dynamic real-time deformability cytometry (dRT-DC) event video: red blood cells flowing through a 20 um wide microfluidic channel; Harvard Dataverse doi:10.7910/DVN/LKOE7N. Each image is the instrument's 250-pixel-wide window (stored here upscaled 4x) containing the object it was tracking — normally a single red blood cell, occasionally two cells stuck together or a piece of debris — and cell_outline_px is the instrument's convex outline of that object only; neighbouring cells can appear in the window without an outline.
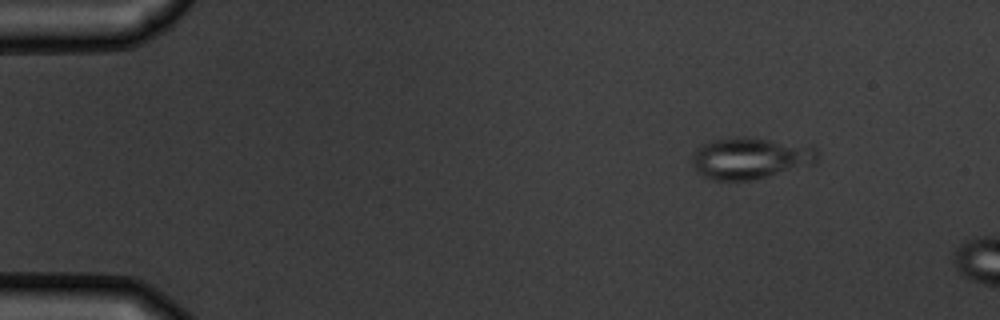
{"species": "common noctule bat (a hibernating species)", "species_latin": "Nyctalus noctula", "temperature_condition": "warm", "stored_images_in_passage": 4, "camera_frame_rate_fps": 3000, "um_per_image_px": 0.085, "animal": {"sex": "male", "body_mass_g": 19.5, "forearm_length_mm": 54.6}, "frame": {"image": 1, "passage_image": 2, "time_ms": 1.0, "image_size_px": [1000, 320], "cell_outline_px": [[820, 152], [816, 160], [812, 164], [756, 180], [712, 180], [696, 172], [692, 164], [692, 156], [696, 148], [712, 140], [736, 136], [748, 136], [812, 144]], "centroid_in_image_um": [63.82, 13.42], "position_along_channel_um": 21.2, "area_um2": 31.15}}